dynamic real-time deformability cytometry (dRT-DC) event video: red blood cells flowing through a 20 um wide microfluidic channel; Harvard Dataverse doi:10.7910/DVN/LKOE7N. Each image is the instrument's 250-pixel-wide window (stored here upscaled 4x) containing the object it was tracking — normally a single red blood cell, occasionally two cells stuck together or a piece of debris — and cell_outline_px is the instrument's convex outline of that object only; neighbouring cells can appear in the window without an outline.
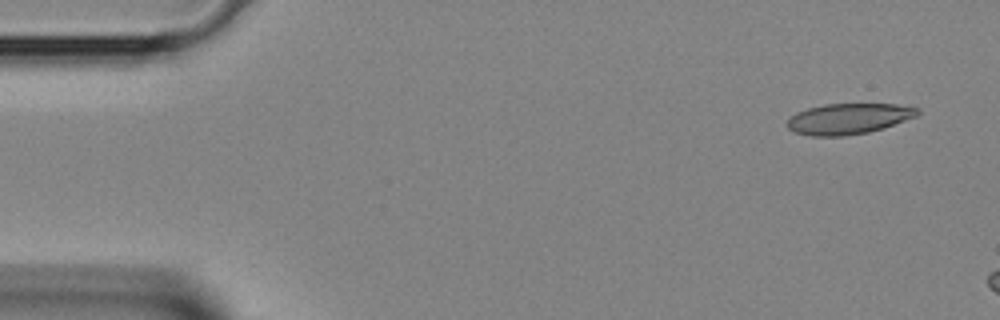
{"species": "Egyptian fruit bat (a non-hibernating species)", "species_latin": "Rousettus aegyptiacus", "temperature_condition": "room temperature", "stored_images_in_passage": 3, "camera_frame_rate_fps": 3000, "um_per_image_px": 0.085, "animal": {"sex": "female"}, "frame": {"image": 1, "passage_image": 1, "time_ms": 0.0, "image_size_px": [1000, 320], "cell_outline_px": [[920, 112], [916, 116], [884, 128], [868, 132], [844, 136], [812, 136], [796, 132], [788, 128], [788, 120], [796, 112], [808, 108], [824, 104], [896, 104], [920, 108]], "centroid_in_image_um": [72.15, 10.09], "position_along_channel_um": 12.9, "area_um2": 23.24}}